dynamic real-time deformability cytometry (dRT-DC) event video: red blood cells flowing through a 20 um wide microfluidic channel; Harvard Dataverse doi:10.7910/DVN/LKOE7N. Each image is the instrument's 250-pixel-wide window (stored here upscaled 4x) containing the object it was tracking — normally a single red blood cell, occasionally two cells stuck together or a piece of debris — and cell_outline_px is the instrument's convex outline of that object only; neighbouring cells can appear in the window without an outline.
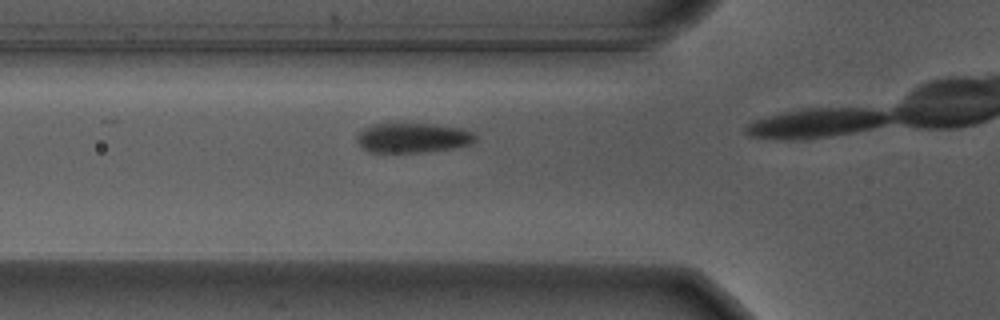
{"species": "Egyptian fruit bat (a non-hibernating species)", "species_latin": "Rousettus aegyptiacus", "temperature_condition": "warm", "stored_images_in_passage": 15, "camera_frame_rate_fps": 3000, "um_per_image_px": 0.085, "animal": {"sex": "male"}, "frame": {"image": 1, "passage_image": 11, "time_ms": 3.333, "image_size_px": [1000, 320], "cell_outline_px": [[476, 140], [468, 144], [448, 148], [424, 152], [372, 152], [364, 148], [356, 140], [356, 136], [364, 128], [372, 124], [432, 124], [460, 128], [472, 132], [476, 136]], "centroid_in_image_um": [35.06, 11.71], "position_along_channel_um": 90.7, "area_um2": 20.11}}